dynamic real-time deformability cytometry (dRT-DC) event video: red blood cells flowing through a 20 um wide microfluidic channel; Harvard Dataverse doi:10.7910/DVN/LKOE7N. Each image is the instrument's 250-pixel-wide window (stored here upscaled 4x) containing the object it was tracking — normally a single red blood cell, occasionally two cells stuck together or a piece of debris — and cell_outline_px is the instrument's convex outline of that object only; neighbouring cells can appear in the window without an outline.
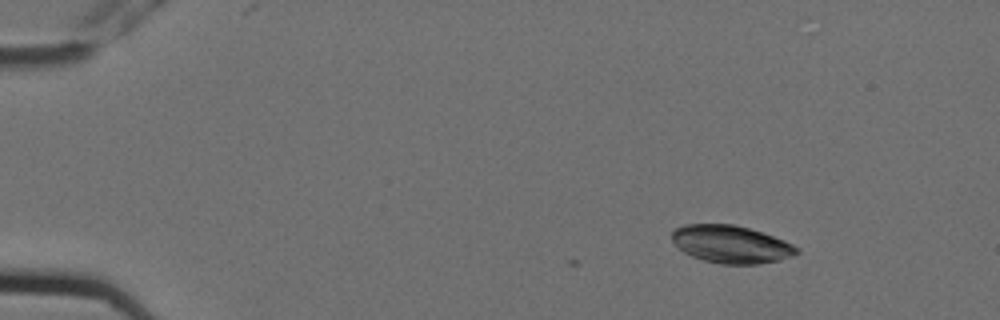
{"species": "Egyptian fruit bat (a non-hibernating species)", "species_latin": "Rousettus aegyptiacus", "temperature_condition": "cold", "stored_images_in_passage": 2, "camera_frame_rate_fps": 3000, "um_per_image_px": 0.085, "animal": {"sex": "female"}, "frame": {"image": 1, "passage_image": 2, "time_ms": 0.333, "image_size_px": [1000, 320], "cell_outline_px": [[800, 252], [792, 256], [760, 264], [720, 264], [704, 260], [692, 256], [684, 252], [672, 240], [672, 228], [684, 224], [732, 224], [748, 228], [784, 240], [800, 248]], "centroid_in_image_um": [62.12, 20.75], "position_along_channel_um": 22.9, "area_um2": 27.28}}